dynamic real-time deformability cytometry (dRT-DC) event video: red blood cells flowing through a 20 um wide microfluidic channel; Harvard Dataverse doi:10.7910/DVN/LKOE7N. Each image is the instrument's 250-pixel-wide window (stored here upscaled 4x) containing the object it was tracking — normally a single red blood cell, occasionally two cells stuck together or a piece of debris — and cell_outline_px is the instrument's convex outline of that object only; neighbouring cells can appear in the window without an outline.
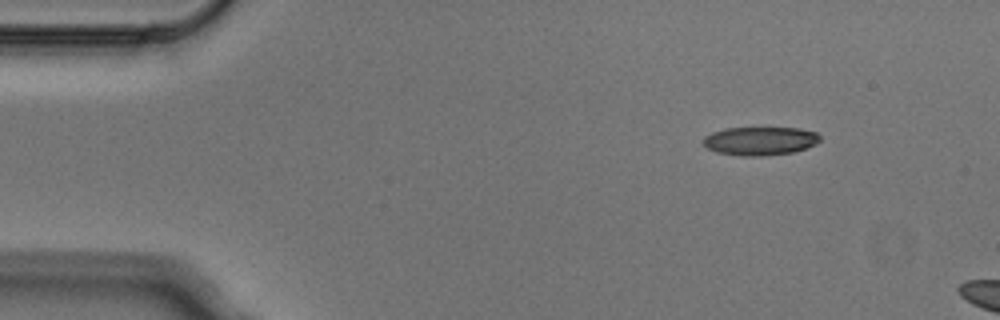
{"species": "Egyptian fruit bat (a non-hibernating species)", "species_latin": "Rousettus aegyptiacus", "temperature_condition": "cold", "stored_images_in_passage": 3, "camera_frame_rate_fps": 3000, "um_per_image_px": 0.085, "animal": {"sex": "male"}, "frame": {"image": 1, "passage_image": 1, "time_ms": 0.0, "image_size_px": [1000, 320], "cell_outline_px": [[820, 140], [816, 144], [792, 152], [764, 156], [740, 156], [716, 152], [708, 148], [700, 140], [704, 136], [712, 132], [724, 128], [800, 128], [816, 132], [820, 136]], "centroid_in_image_um": [64.57, 11.98], "position_along_channel_um": 20.4, "area_um2": 19.48}}